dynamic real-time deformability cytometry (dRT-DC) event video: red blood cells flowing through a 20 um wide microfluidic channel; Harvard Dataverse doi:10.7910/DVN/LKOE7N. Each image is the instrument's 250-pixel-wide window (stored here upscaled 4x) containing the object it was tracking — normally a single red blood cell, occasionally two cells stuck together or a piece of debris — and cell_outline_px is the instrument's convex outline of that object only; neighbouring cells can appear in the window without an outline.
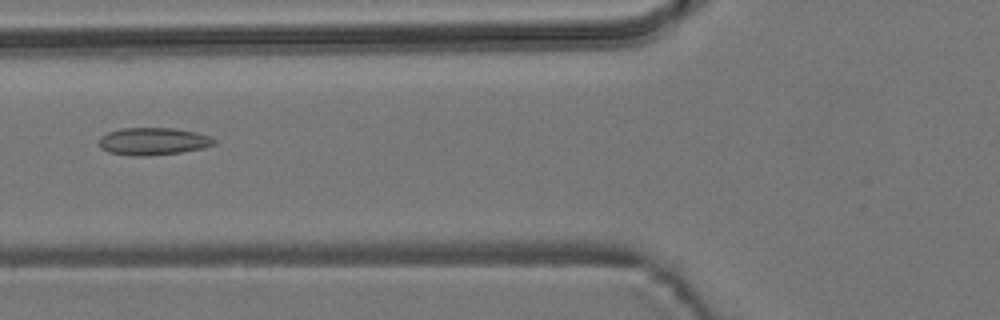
{"species": "common noctule bat (a hibernating species)", "species_latin": "Nyctalus noctula", "temperature_condition": "room temperature", "stored_images_in_passage": 6, "camera_frame_rate_fps": 3000, "um_per_image_px": 0.085, "animal": {"sex": "male", "body_mass_g": 19.2, "forearm_length_mm": 51.8}, "frame": {"image": 1, "passage_image": 3, "time_ms": 2.333, "image_size_px": [1000, 320], "cell_outline_px": [[216, 144], [204, 148], [180, 152], [144, 156], [132, 156], [108, 152], [100, 148], [100, 136], [108, 132], [120, 128], [172, 128], [196, 132], [212, 136], [216, 140]], "centroid_in_image_um": [13.03, 12.01], "position_along_channel_um": 112.8, "area_um2": 18.5}}
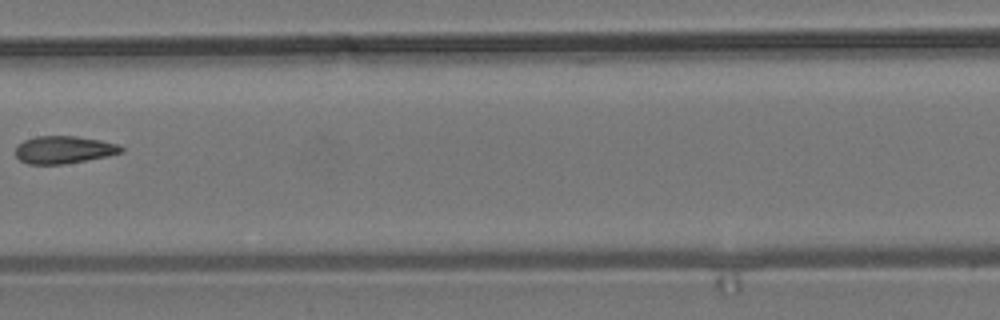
{"frame": {"image": 2, "passage_image": 5, "time_ms": 4.667, "image_size_px": [1000, 320], "cell_outline_px": [[124, 152], [108, 156], [64, 164], [28, 164], [20, 160], [16, 156], [16, 148], [24, 140], [36, 136], [76, 136], [100, 140], [116, 144], [124, 148]], "centroid_in_image_um": [5.44, 12.73], "position_along_channel_um": 202.0, "area_um2": 16.88}}
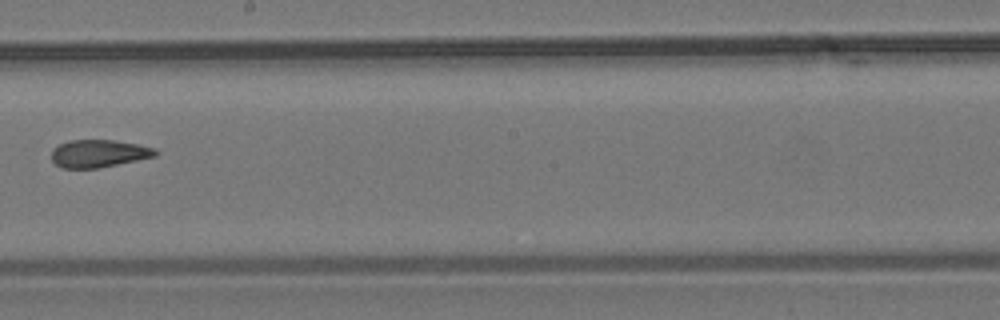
{"frame": {"image": 3, "passage_image": 6, "time_ms": 5.667, "image_size_px": [1000, 320], "cell_outline_px": [[160, 152], [156, 156], [96, 168], [64, 168], [56, 164], [52, 160], [52, 148], [68, 140], [116, 140], [156, 148]], "centroid_in_image_um": [8.4, 13.03], "position_along_channel_um": 239.8, "area_um2": 16.65}}